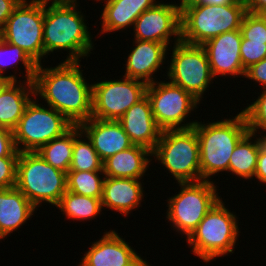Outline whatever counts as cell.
<instances>
[{"label": "cell", "instance_id": "cell-1", "mask_svg": "<svg viewBox=\"0 0 266 266\" xmlns=\"http://www.w3.org/2000/svg\"><path fill=\"white\" fill-rule=\"evenodd\" d=\"M45 65L38 64L36 69L33 81L35 96L74 125L89 120L92 116L93 83L89 80L92 79L90 75L88 79L85 76L80 61H60L56 66Z\"/></svg>", "mask_w": 266, "mask_h": 266}, {"label": "cell", "instance_id": "cell-2", "mask_svg": "<svg viewBox=\"0 0 266 266\" xmlns=\"http://www.w3.org/2000/svg\"><path fill=\"white\" fill-rule=\"evenodd\" d=\"M79 4V0H44V62H49L48 56L57 52L67 54L61 61L81 62L86 57L87 61L95 50L97 44L90 32L86 10L84 14Z\"/></svg>", "mask_w": 266, "mask_h": 266}, {"label": "cell", "instance_id": "cell-3", "mask_svg": "<svg viewBox=\"0 0 266 266\" xmlns=\"http://www.w3.org/2000/svg\"><path fill=\"white\" fill-rule=\"evenodd\" d=\"M202 120L193 126L199 142L201 180L216 183L215 175L229 173L230 156L249 129L242 111L216 121Z\"/></svg>", "mask_w": 266, "mask_h": 266}, {"label": "cell", "instance_id": "cell-4", "mask_svg": "<svg viewBox=\"0 0 266 266\" xmlns=\"http://www.w3.org/2000/svg\"><path fill=\"white\" fill-rule=\"evenodd\" d=\"M223 199L213 206L186 239L190 253L206 264L234 254L239 244L240 217L228 208Z\"/></svg>", "mask_w": 266, "mask_h": 266}, {"label": "cell", "instance_id": "cell-5", "mask_svg": "<svg viewBox=\"0 0 266 266\" xmlns=\"http://www.w3.org/2000/svg\"><path fill=\"white\" fill-rule=\"evenodd\" d=\"M246 12L244 0L228 5L190 4L180 10L181 41L203 45L222 33L239 30Z\"/></svg>", "mask_w": 266, "mask_h": 266}, {"label": "cell", "instance_id": "cell-6", "mask_svg": "<svg viewBox=\"0 0 266 266\" xmlns=\"http://www.w3.org/2000/svg\"><path fill=\"white\" fill-rule=\"evenodd\" d=\"M175 184L180 190L165 200V217L173 233L175 231L186 240L222 196L215 182L201 180Z\"/></svg>", "mask_w": 266, "mask_h": 266}, {"label": "cell", "instance_id": "cell-7", "mask_svg": "<svg viewBox=\"0 0 266 266\" xmlns=\"http://www.w3.org/2000/svg\"><path fill=\"white\" fill-rule=\"evenodd\" d=\"M152 158L161 165L159 169L163 167L166 174L175 179L173 184L176 181H201L199 142L194 127L163 130L152 151Z\"/></svg>", "mask_w": 266, "mask_h": 266}, {"label": "cell", "instance_id": "cell-8", "mask_svg": "<svg viewBox=\"0 0 266 266\" xmlns=\"http://www.w3.org/2000/svg\"><path fill=\"white\" fill-rule=\"evenodd\" d=\"M67 173L54 168L37 152H20L17 160L16 188L39 210L56 206L67 191Z\"/></svg>", "mask_w": 266, "mask_h": 266}, {"label": "cell", "instance_id": "cell-9", "mask_svg": "<svg viewBox=\"0 0 266 266\" xmlns=\"http://www.w3.org/2000/svg\"><path fill=\"white\" fill-rule=\"evenodd\" d=\"M168 51L170 52H168L167 70L165 72L167 75L163 74L162 76L191 93L204 104L205 93L208 92L209 88L215 86L213 85L214 81L215 84L217 83L212 75L209 59L204 48L201 45H192L180 41L169 47Z\"/></svg>", "mask_w": 266, "mask_h": 266}, {"label": "cell", "instance_id": "cell-10", "mask_svg": "<svg viewBox=\"0 0 266 266\" xmlns=\"http://www.w3.org/2000/svg\"><path fill=\"white\" fill-rule=\"evenodd\" d=\"M38 102L41 101L34 96L17 126L12 130L14 143L19 152H36L44 144L63 136L74 126L60 112Z\"/></svg>", "mask_w": 266, "mask_h": 266}, {"label": "cell", "instance_id": "cell-11", "mask_svg": "<svg viewBox=\"0 0 266 266\" xmlns=\"http://www.w3.org/2000/svg\"><path fill=\"white\" fill-rule=\"evenodd\" d=\"M146 95L150 100L154 119L162 130L188 129L197 123L198 120L189 117L200 111L197 109L202 102L180 86L169 80L159 79L148 84Z\"/></svg>", "mask_w": 266, "mask_h": 266}, {"label": "cell", "instance_id": "cell-12", "mask_svg": "<svg viewBox=\"0 0 266 266\" xmlns=\"http://www.w3.org/2000/svg\"><path fill=\"white\" fill-rule=\"evenodd\" d=\"M44 0H25L0 30V38L18 46L37 63H44Z\"/></svg>", "mask_w": 266, "mask_h": 266}, {"label": "cell", "instance_id": "cell-13", "mask_svg": "<svg viewBox=\"0 0 266 266\" xmlns=\"http://www.w3.org/2000/svg\"><path fill=\"white\" fill-rule=\"evenodd\" d=\"M120 79L94 81L92 79V116L95 119L118 121L133 105L146 96L148 84L137 79L120 76Z\"/></svg>", "mask_w": 266, "mask_h": 266}, {"label": "cell", "instance_id": "cell-14", "mask_svg": "<svg viewBox=\"0 0 266 266\" xmlns=\"http://www.w3.org/2000/svg\"><path fill=\"white\" fill-rule=\"evenodd\" d=\"M136 40L154 41L168 47L181 41L180 9L174 0H161L135 20L133 34Z\"/></svg>", "mask_w": 266, "mask_h": 266}, {"label": "cell", "instance_id": "cell-15", "mask_svg": "<svg viewBox=\"0 0 266 266\" xmlns=\"http://www.w3.org/2000/svg\"><path fill=\"white\" fill-rule=\"evenodd\" d=\"M242 41L241 30L222 33L201 45L209 59L213 77L244 78L246 71L243 68L240 56ZM218 76V77H217ZM229 77V78H228Z\"/></svg>", "mask_w": 266, "mask_h": 266}, {"label": "cell", "instance_id": "cell-16", "mask_svg": "<svg viewBox=\"0 0 266 266\" xmlns=\"http://www.w3.org/2000/svg\"><path fill=\"white\" fill-rule=\"evenodd\" d=\"M115 229L103 232L85 250L77 266H134L142 257Z\"/></svg>", "mask_w": 266, "mask_h": 266}, {"label": "cell", "instance_id": "cell-17", "mask_svg": "<svg viewBox=\"0 0 266 266\" xmlns=\"http://www.w3.org/2000/svg\"><path fill=\"white\" fill-rule=\"evenodd\" d=\"M131 50L127 57L124 56L125 64L123 69L125 77L141 80L147 84L159 80L157 73L164 72L161 68L167 69L164 64L168 61L169 47L163 43L146 40H132Z\"/></svg>", "mask_w": 266, "mask_h": 266}, {"label": "cell", "instance_id": "cell-18", "mask_svg": "<svg viewBox=\"0 0 266 266\" xmlns=\"http://www.w3.org/2000/svg\"><path fill=\"white\" fill-rule=\"evenodd\" d=\"M144 179L133 178H112L105 177L101 204L103 211L112 210L118 212V215L130 217L133 211L143 207L141 204L144 200L145 190L143 185H147Z\"/></svg>", "mask_w": 266, "mask_h": 266}, {"label": "cell", "instance_id": "cell-19", "mask_svg": "<svg viewBox=\"0 0 266 266\" xmlns=\"http://www.w3.org/2000/svg\"><path fill=\"white\" fill-rule=\"evenodd\" d=\"M78 126L102 161L134 145L119 121L91 117Z\"/></svg>", "mask_w": 266, "mask_h": 266}, {"label": "cell", "instance_id": "cell-20", "mask_svg": "<svg viewBox=\"0 0 266 266\" xmlns=\"http://www.w3.org/2000/svg\"><path fill=\"white\" fill-rule=\"evenodd\" d=\"M100 4L102 13L99 15V22L101 23V29L97 33V37L100 38L104 34L110 35V33L118 32L123 33V30L128 31L129 28L133 29L135 20L144 11L152 8L160 0H93ZM102 1V2H101ZM101 20V21H100ZM132 27V28H131Z\"/></svg>", "mask_w": 266, "mask_h": 266}, {"label": "cell", "instance_id": "cell-21", "mask_svg": "<svg viewBox=\"0 0 266 266\" xmlns=\"http://www.w3.org/2000/svg\"><path fill=\"white\" fill-rule=\"evenodd\" d=\"M118 121L134 145L154 150L163 130L154 119L147 95L133 104Z\"/></svg>", "mask_w": 266, "mask_h": 266}, {"label": "cell", "instance_id": "cell-22", "mask_svg": "<svg viewBox=\"0 0 266 266\" xmlns=\"http://www.w3.org/2000/svg\"><path fill=\"white\" fill-rule=\"evenodd\" d=\"M38 209L16 187L0 189V242L19 231Z\"/></svg>", "mask_w": 266, "mask_h": 266}, {"label": "cell", "instance_id": "cell-23", "mask_svg": "<svg viewBox=\"0 0 266 266\" xmlns=\"http://www.w3.org/2000/svg\"><path fill=\"white\" fill-rule=\"evenodd\" d=\"M152 151L140 145L120 151L103 161L105 177L144 179L151 171ZM150 168V170H148Z\"/></svg>", "mask_w": 266, "mask_h": 266}, {"label": "cell", "instance_id": "cell-24", "mask_svg": "<svg viewBox=\"0 0 266 266\" xmlns=\"http://www.w3.org/2000/svg\"><path fill=\"white\" fill-rule=\"evenodd\" d=\"M34 96L33 82L11 81L0 93V126L13 130Z\"/></svg>", "mask_w": 266, "mask_h": 266}, {"label": "cell", "instance_id": "cell-25", "mask_svg": "<svg viewBox=\"0 0 266 266\" xmlns=\"http://www.w3.org/2000/svg\"><path fill=\"white\" fill-rule=\"evenodd\" d=\"M266 140L248 132L235 146L229 160V175L252 182L257 167V157L261 145ZM238 177V178H237Z\"/></svg>", "mask_w": 266, "mask_h": 266}, {"label": "cell", "instance_id": "cell-26", "mask_svg": "<svg viewBox=\"0 0 266 266\" xmlns=\"http://www.w3.org/2000/svg\"><path fill=\"white\" fill-rule=\"evenodd\" d=\"M37 67L38 64L27 54V52L0 38V76L5 77L10 81L33 82ZM21 68H23L25 72L22 71ZM7 69H11L12 72L14 71L13 74H11V72L9 73ZM17 70L18 72L20 71L19 74ZM20 76L23 79H19L21 78Z\"/></svg>", "mask_w": 266, "mask_h": 266}, {"label": "cell", "instance_id": "cell-27", "mask_svg": "<svg viewBox=\"0 0 266 266\" xmlns=\"http://www.w3.org/2000/svg\"><path fill=\"white\" fill-rule=\"evenodd\" d=\"M55 207L60 210L64 220L68 218L73 223L75 221H83L84 224L85 221L96 220L98 216L100 218L104 214L102 212L101 198L79 195L68 190Z\"/></svg>", "mask_w": 266, "mask_h": 266}, {"label": "cell", "instance_id": "cell-28", "mask_svg": "<svg viewBox=\"0 0 266 266\" xmlns=\"http://www.w3.org/2000/svg\"><path fill=\"white\" fill-rule=\"evenodd\" d=\"M69 171H103V161L78 125L73 126V153Z\"/></svg>", "mask_w": 266, "mask_h": 266}, {"label": "cell", "instance_id": "cell-29", "mask_svg": "<svg viewBox=\"0 0 266 266\" xmlns=\"http://www.w3.org/2000/svg\"><path fill=\"white\" fill-rule=\"evenodd\" d=\"M36 152L54 168L67 173L72 161L73 127L63 136L44 144Z\"/></svg>", "mask_w": 266, "mask_h": 266}, {"label": "cell", "instance_id": "cell-30", "mask_svg": "<svg viewBox=\"0 0 266 266\" xmlns=\"http://www.w3.org/2000/svg\"><path fill=\"white\" fill-rule=\"evenodd\" d=\"M104 179L103 171H68L67 190L79 195L101 198Z\"/></svg>", "mask_w": 266, "mask_h": 266}, {"label": "cell", "instance_id": "cell-31", "mask_svg": "<svg viewBox=\"0 0 266 266\" xmlns=\"http://www.w3.org/2000/svg\"><path fill=\"white\" fill-rule=\"evenodd\" d=\"M261 90V91H260ZM258 97L241 110L245 115L249 132L266 140V88L260 89Z\"/></svg>", "mask_w": 266, "mask_h": 266}, {"label": "cell", "instance_id": "cell-32", "mask_svg": "<svg viewBox=\"0 0 266 266\" xmlns=\"http://www.w3.org/2000/svg\"><path fill=\"white\" fill-rule=\"evenodd\" d=\"M240 30L244 39L266 42V14L247 11Z\"/></svg>", "mask_w": 266, "mask_h": 266}, {"label": "cell", "instance_id": "cell-33", "mask_svg": "<svg viewBox=\"0 0 266 266\" xmlns=\"http://www.w3.org/2000/svg\"><path fill=\"white\" fill-rule=\"evenodd\" d=\"M240 56L246 71L252 65L266 58V42L250 41L242 37Z\"/></svg>", "mask_w": 266, "mask_h": 266}, {"label": "cell", "instance_id": "cell-34", "mask_svg": "<svg viewBox=\"0 0 266 266\" xmlns=\"http://www.w3.org/2000/svg\"><path fill=\"white\" fill-rule=\"evenodd\" d=\"M18 157H0V189L16 186Z\"/></svg>", "mask_w": 266, "mask_h": 266}, {"label": "cell", "instance_id": "cell-35", "mask_svg": "<svg viewBox=\"0 0 266 266\" xmlns=\"http://www.w3.org/2000/svg\"><path fill=\"white\" fill-rule=\"evenodd\" d=\"M16 149L13 131L0 126V157H19Z\"/></svg>", "mask_w": 266, "mask_h": 266}, {"label": "cell", "instance_id": "cell-36", "mask_svg": "<svg viewBox=\"0 0 266 266\" xmlns=\"http://www.w3.org/2000/svg\"><path fill=\"white\" fill-rule=\"evenodd\" d=\"M244 79L251 80L254 84H258L255 87H259V89L266 88V58L252 65L250 68L246 70ZM255 82V83H254ZM261 87V88H260Z\"/></svg>", "mask_w": 266, "mask_h": 266}, {"label": "cell", "instance_id": "cell-37", "mask_svg": "<svg viewBox=\"0 0 266 266\" xmlns=\"http://www.w3.org/2000/svg\"><path fill=\"white\" fill-rule=\"evenodd\" d=\"M254 179L259 183V186H266V141L261 145L257 157V167L254 174ZM262 184V185H261Z\"/></svg>", "mask_w": 266, "mask_h": 266}, {"label": "cell", "instance_id": "cell-38", "mask_svg": "<svg viewBox=\"0 0 266 266\" xmlns=\"http://www.w3.org/2000/svg\"><path fill=\"white\" fill-rule=\"evenodd\" d=\"M19 3L18 0H0V30Z\"/></svg>", "mask_w": 266, "mask_h": 266}, {"label": "cell", "instance_id": "cell-39", "mask_svg": "<svg viewBox=\"0 0 266 266\" xmlns=\"http://www.w3.org/2000/svg\"><path fill=\"white\" fill-rule=\"evenodd\" d=\"M247 11L266 14V0H244Z\"/></svg>", "mask_w": 266, "mask_h": 266}, {"label": "cell", "instance_id": "cell-40", "mask_svg": "<svg viewBox=\"0 0 266 266\" xmlns=\"http://www.w3.org/2000/svg\"><path fill=\"white\" fill-rule=\"evenodd\" d=\"M236 0H198L196 3L209 5H228L233 4Z\"/></svg>", "mask_w": 266, "mask_h": 266}, {"label": "cell", "instance_id": "cell-41", "mask_svg": "<svg viewBox=\"0 0 266 266\" xmlns=\"http://www.w3.org/2000/svg\"><path fill=\"white\" fill-rule=\"evenodd\" d=\"M198 0H178L176 5L179 7V9L181 10L182 8L190 5V4H193V3H196Z\"/></svg>", "mask_w": 266, "mask_h": 266}, {"label": "cell", "instance_id": "cell-42", "mask_svg": "<svg viewBox=\"0 0 266 266\" xmlns=\"http://www.w3.org/2000/svg\"><path fill=\"white\" fill-rule=\"evenodd\" d=\"M11 81L5 77L0 76V93Z\"/></svg>", "mask_w": 266, "mask_h": 266}, {"label": "cell", "instance_id": "cell-43", "mask_svg": "<svg viewBox=\"0 0 266 266\" xmlns=\"http://www.w3.org/2000/svg\"><path fill=\"white\" fill-rule=\"evenodd\" d=\"M144 257L142 256V258L134 265V266H153L152 264H150L149 262H147V258L143 259Z\"/></svg>", "mask_w": 266, "mask_h": 266}]
</instances>
